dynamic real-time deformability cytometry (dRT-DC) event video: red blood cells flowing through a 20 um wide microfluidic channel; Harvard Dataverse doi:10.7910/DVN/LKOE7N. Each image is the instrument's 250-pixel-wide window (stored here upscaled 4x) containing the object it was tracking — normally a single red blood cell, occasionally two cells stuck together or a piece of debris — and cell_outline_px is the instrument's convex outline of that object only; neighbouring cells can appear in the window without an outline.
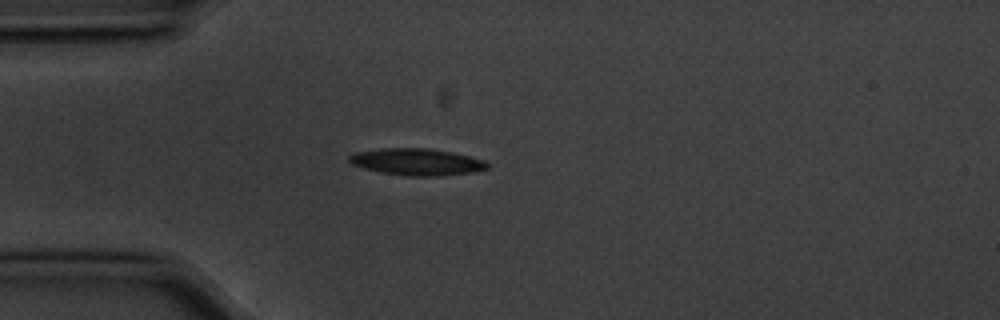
{"species": "common noctule bat (a hibernating species)", "species_latin": "Nyctalus noctula", "temperature_condition": "cold", "stored_images_in_passage": 7, "camera_frame_rate_fps": 3000, "um_per_image_px": 0.085, "animal": {"sex": "male", "body_mass_g": 20.1, "forearm_length_mm": 53.5}, "frame": {"image": 1, "passage_image": 1, "time_ms": 0.0, "image_size_px": [1000, 320], "cell_outline_px": [[488, 168], [468, 172], [436, 176], [408, 176], [380, 172], [364, 168], [352, 164], [348, 160], [348, 156], [352, 152], [384, 148], [428, 148], [452, 152], [484, 160], [488, 164]], "centroid_in_image_um": [35.36, 13.75], "position_along_channel_um": 49.6, "area_um2": 21.39}}
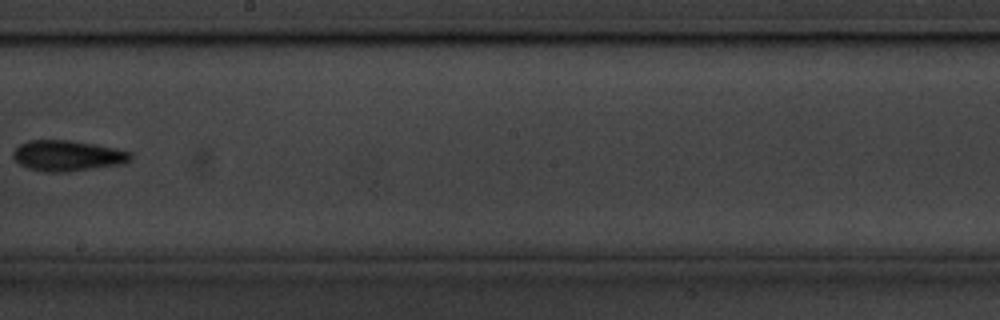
{"frame": {"image": 2, "passage_image": 6, "time_ms": 1.667, "image_size_px": [1000, 320], "cell_outline_px": [[132, 160], [124, 164], [68, 172], [44, 172], [28, 168], [20, 164], [12, 156], [12, 152], [20, 144], [28, 140], [68, 140], [116, 148], [132, 152]], "centroid_in_image_um": [5.76, 13.24], "position_along_channel_um": 242.4, "area_um2": 21.15}}